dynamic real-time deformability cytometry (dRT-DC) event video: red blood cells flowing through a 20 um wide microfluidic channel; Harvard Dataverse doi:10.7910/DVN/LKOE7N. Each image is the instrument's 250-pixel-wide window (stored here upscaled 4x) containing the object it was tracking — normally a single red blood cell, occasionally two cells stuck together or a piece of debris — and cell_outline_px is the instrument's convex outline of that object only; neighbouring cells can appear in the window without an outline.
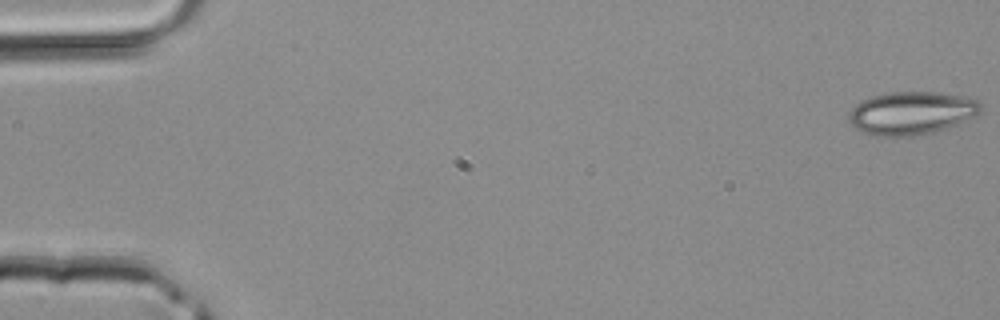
{"species": "common noctule bat (a hibernating species)", "species_latin": "Nyctalus noctula", "temperature_condition": "room temperature", "stored_images_in_passage": 7, "camera_frame_rate_fps": 3000, "um_per_image_px": 0.085, "animal": {"sex": "male", "body_mass_g": 20.4}, "frame": {"image": 1, "passage_image": 1, "time_ms": 0.0, "image_size_px": [1000, 320], "cell_outline_px": [[980, 112], [956, 124], [932, 132], [912, 136], [872, 136], [856, 128], [848, 120], [848, 112], [860, 100], [872, 96], [888, 92], [936, 92], [972, 96], [980, 100]], "centroid_in_image_um": [77.46, 9.59], "position_along_channel_um": 7.5, "area_um2": 33.18}}